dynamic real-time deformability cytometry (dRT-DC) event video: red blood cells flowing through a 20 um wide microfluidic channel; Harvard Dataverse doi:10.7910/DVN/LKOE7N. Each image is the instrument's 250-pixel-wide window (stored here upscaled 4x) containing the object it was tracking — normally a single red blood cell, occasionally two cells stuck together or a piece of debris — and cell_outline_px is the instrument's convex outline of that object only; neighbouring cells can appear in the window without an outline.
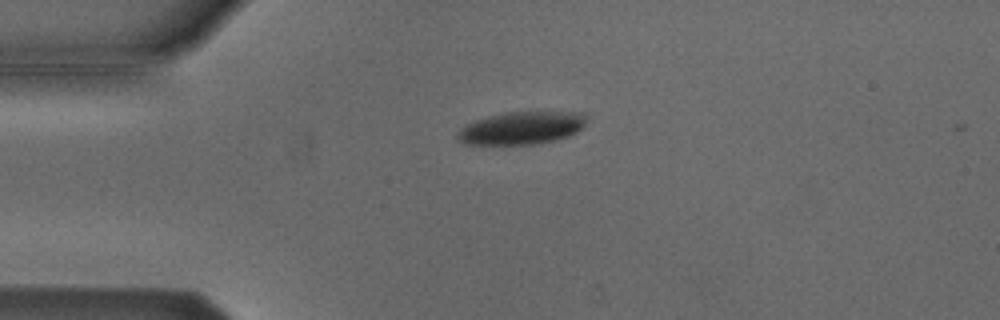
{"species": "Egyptian fruit bat (a non-hibernating species)", "species_latin": "Rousettus aegyptiacus", "temperature_condition": "cold", "stored_images_in_passage": 6, "camera_frame_rate_fps": 3000, "um_per_image_px": 0.085, "animal": {"sex": "male"}, "frame": {"image": 1, "passage_image": 2, "time_ms": 0.333, "image_size_px": [1000, 320], "cell_outline_px": [[588, 120], [584, 128], [568, 136], [556, 140], [532, 144], [464, 144], [456, 136], [460, 128], [476, 120], [488, 116], [504, 112], [584, 112], [588, 116]], "centroid_in_image_um": [44.4, 10.87], "position_along_channel_um": 40.6, "area_um2": 24.68}}
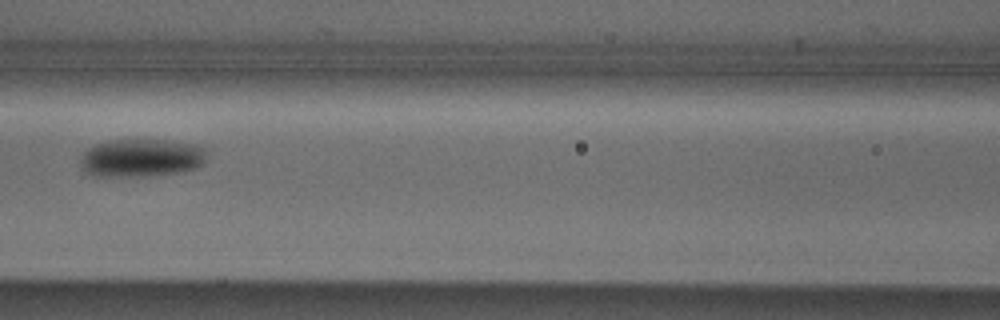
{"frame": {"image": 2, "passage_image": 5, "time_ms": 1.333, "image_size_px": [1000, 320], "cell_outline_px": [[204, 160], [196, 168], [184, 172], [144, 176], [100, 176], [88, 172], [80, 164], [80, 156], [88, 148], [96, 144], [108, 140], [164, 140], [196, 144], [204, 148]], "centroid_in_image_um": [12.0, 13.41], "position_along_channel_um": 154.6, "area_um2": 27.8}}
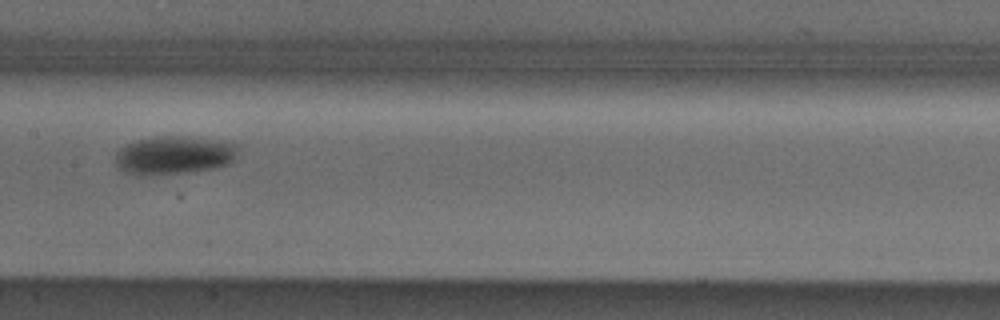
{"frame": {"image": 3, "passage_image": 6, "time_ms": 1.667, "image_size_px": [1000, 320], "cell_outline_px": [[236, 156], [228, 164], [212, 168], [184, 172], [140, 176], [128, 172], [120, 168], [116, 164], [116, 152], [120, 148], [136, 140], [156, 136], [196, 136], [224, 140], [236, 144]], "centroid_in_image_um": [14.8, 13.16], "position_along_channel_um": 192.6, "area_um2": 27.4}}